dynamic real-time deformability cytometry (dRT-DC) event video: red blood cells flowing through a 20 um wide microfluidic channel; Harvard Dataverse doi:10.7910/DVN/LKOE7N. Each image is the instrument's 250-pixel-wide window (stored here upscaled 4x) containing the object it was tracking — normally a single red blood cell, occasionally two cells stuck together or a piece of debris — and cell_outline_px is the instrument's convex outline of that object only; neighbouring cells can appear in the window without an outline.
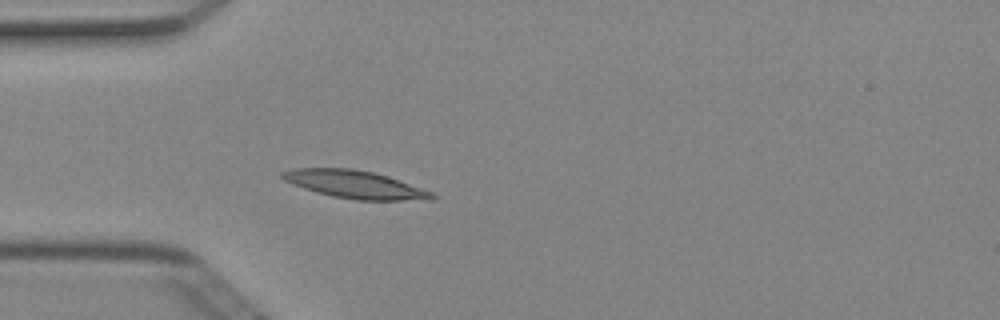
{"species": "Egyptian fruit bat (a non-hibernating species)", "species_latin": "Rousettus aegyptiacus", "temperature_condition": "cold", "stored_images_in_passage": 5, "camera_frame_rate_fps": 3000, "um_per_image_px": 0.085, "animal": {"sex": "female"}, "frame": {"image": 1, "passage_image": 5, "time_ms": 1.333, "image_size_px": [1000, 320], "cell_outline_px": [[440, 196], [432, 200], [356, 200], [332, 196], [316, 192], [292, 184], [284, 180], [280, 176], [280, 172], [292, 168], [352, 168], [372, 172], [388, 176], [432, 192]], "centroid_in_image_um": [30.17, 15.68], "position_along_channel_um": 54.8, "area_um2": 24.33}}